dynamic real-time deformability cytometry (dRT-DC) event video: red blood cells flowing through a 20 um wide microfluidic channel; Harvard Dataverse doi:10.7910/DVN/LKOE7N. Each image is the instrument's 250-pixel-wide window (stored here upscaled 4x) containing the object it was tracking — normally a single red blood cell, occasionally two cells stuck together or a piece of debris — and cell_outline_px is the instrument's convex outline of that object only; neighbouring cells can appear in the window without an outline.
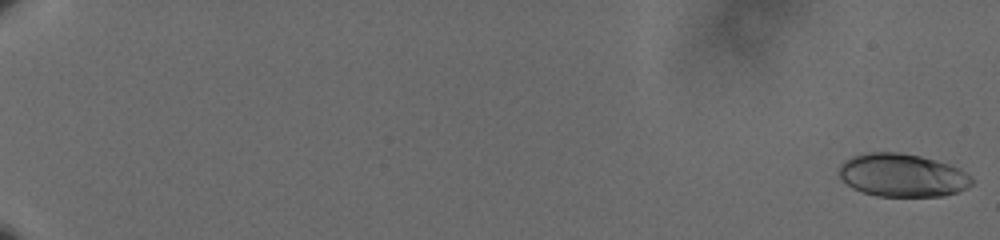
{"species": "human", "species_latin": "Homo sapiens", "temperature_condition": "cold", "stored_images_in_passage": 61, "camera_frame_rate_fps": 3000, "um_per_image_px": 0.085, "donor": {"sex": "male"}, "frame": {"image": 1, "passage_image": 1, "time_ms": 0.0, "image_size_px": [1000, 240], "cell_outline_px": [[972, 184], [968, 188], [944, 196], [876, 196], [852, 188], [836, 172], [840, 164], [844, 160], [852, 156], [868, 152], [900, 152], [920, 156], [948, 164], [960, 168], [972, 176]], "centroid_in_image_um": [76.69, 14.89], "position_along_channel_um": 8.3, "area_um2": 33.52}}
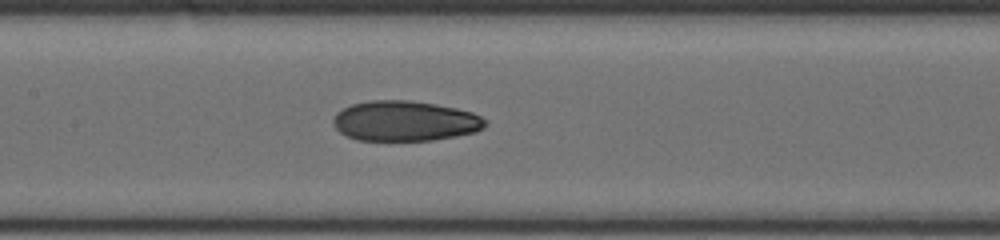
{"frame": {"image": 2, "passage_image": 34, "time_ms": 11.0, "image_size_px": [1000, 240], "cell_outline_px": [[488, 124], [484, 128], [476, 132], [456, 136], [432, 140], [356, 140], [340, 132], [332, 124], [332, 120], [336, 112], [352, 104], [372, 100], [412, 100], [436, 104], [456, 108], [472, 112], [488, 120]], "centroid_in_image_um": [34.44, 10.28], "position_along_channel_um": 173.0, "area_um2": 35.84}}
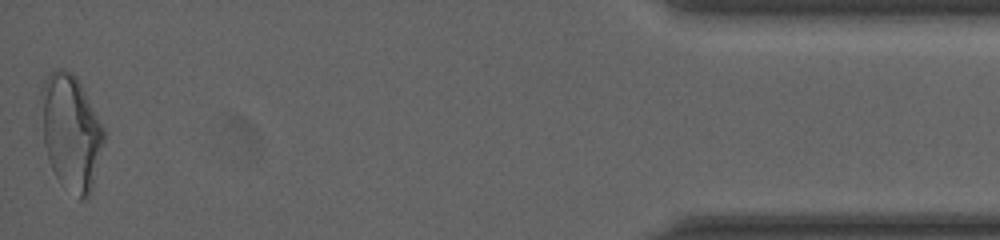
{"frame": {"image": 3, "passage_image": 61, "time_ms": 20.0, "image_size_px": [1000, 240], "cell_outline_px": [[104, 140], [92, 188], [88, 200], [80, 200], [56, 176], [52, 168], [44, 144], [40, 92], [44, 80], [56, 68], [60, 68], [72, 72], [76, 76], [104, 128]], "centroid_in_image_um": [6.03, 11.22], "position_along_channel_um": 429.2, "area_um2": 41.67}, "authors_computed_cell_mechanics": {"area_um2": 35.0268, "velocity_mm_per_s": 3.6263, "shape_relaxation_time_tau1_ms": 10.1991, "shape_relaxation_time_tau2_ms": 2.4774, "deformation_change_tau1": 0.2321, "deformation_change_tau2": 0.0876}}